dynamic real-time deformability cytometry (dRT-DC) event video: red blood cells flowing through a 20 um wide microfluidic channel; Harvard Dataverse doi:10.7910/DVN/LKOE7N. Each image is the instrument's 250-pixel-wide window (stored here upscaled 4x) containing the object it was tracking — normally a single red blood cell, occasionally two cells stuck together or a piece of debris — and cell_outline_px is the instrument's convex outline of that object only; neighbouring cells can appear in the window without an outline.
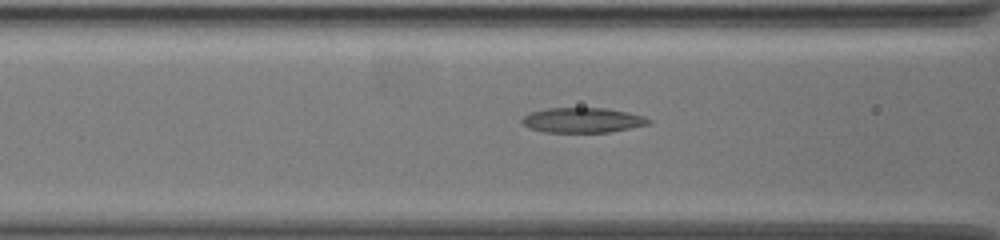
{"species": "common noctule bat (a hibernating species)", "species_latin": "Nyctalus noctula", "temperature_condition": "warm", "stored_images_in_passage": 47, "camera_frame_rate_fps": 3000, "um_per_image_px": 0.085, "animal": {"sex": "female", "body_mass_g": 19.5, "forearm_length_mm": 54.1}, "frame": {"image": 1, "passage_image": 22, "time_ms": 7.0, "image_size_px": [1000, 240], "cell_outline_px": [[652, 120], [648, 124], [608, 132], [548, 132], [532, 128], [524, 124], [520, 120], [524, 116], [532, 112], [548, 108], [604, 108], [644, 116]], "centroid_in_image_um": [49.52, 10.21], "position_along_channel_um": 117.1, "area_um2": 17.98}}
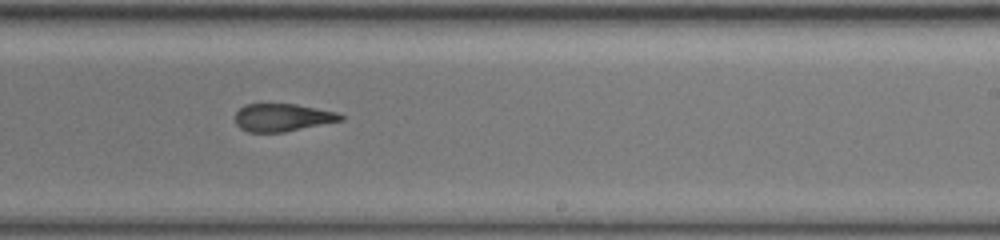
{"frame": {"image": 2, "passage_image": 34, "time_ms": 11.0, "image_size_px": [1000, 240], "cell_outline_px": [[344, 120], [284, 132], [248, 132], [240, 128], [236, 124], [236, 112], [240, 108], [248, 104], [296, 104], [336, 112], [344, 116]], "centroid_in_image_um": [24.02, 9.99], "position_along_channel_um": 265.0, "area_um2": 16.94}}
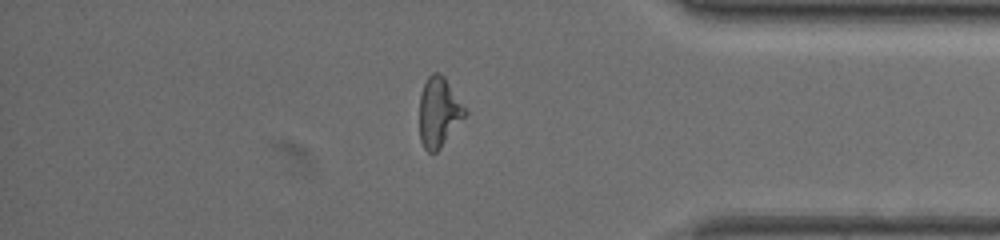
{"frame": {"image": 3, "passage_image": 46, "time_ms": 15.0, "image_size_px": [1000, 240], "cell_outline_px": [[468, 112], [440, 148], [436, 152], [428, 152], [424, 148], [420, 140], [420, 92], [428, 76], [432, 72], [440, 72], [444, 76]], "centroid_in_image_um": [37.29, 9.51], "position_along_channel_um": 397.9, "area_um2": 18.32}}